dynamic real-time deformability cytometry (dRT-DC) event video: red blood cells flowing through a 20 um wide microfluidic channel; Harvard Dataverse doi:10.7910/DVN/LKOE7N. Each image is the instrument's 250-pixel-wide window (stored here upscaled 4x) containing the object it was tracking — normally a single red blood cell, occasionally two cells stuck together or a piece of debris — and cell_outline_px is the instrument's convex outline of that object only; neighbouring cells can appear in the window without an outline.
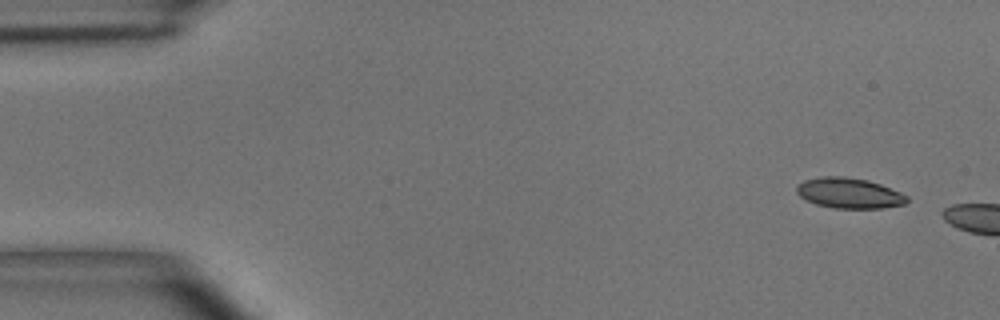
{"species": "common noctule bat (a hibernating species)", "species_latin": "Nyctalus noctula", "temperature_condition": "room temperature", "stored_images_in_passage": 4, "camera_frame_rate_fps": 3000, "um_per_image_px": 0.085, "animal": {"sex": "male", "body_mass_g": 15.6}, "frame": {"image": 1, "passage_image": 1, "time_ms": 0.0, "image_size_px": [1000, 320], "cell_outline_px": [[908, 200], [904, 204], [880, 208], [836, 208], [816, 204], [800, 196], [796, 192], [796, 188], [804, 180], [820, 176], [844, 176], [868, 180], [880, 184], [900, 192], [908, 196]], "centroid_in_image_um": [72.18, 16.4], "position_along_channel_um": 12.8, "area_um2": 19.42}}